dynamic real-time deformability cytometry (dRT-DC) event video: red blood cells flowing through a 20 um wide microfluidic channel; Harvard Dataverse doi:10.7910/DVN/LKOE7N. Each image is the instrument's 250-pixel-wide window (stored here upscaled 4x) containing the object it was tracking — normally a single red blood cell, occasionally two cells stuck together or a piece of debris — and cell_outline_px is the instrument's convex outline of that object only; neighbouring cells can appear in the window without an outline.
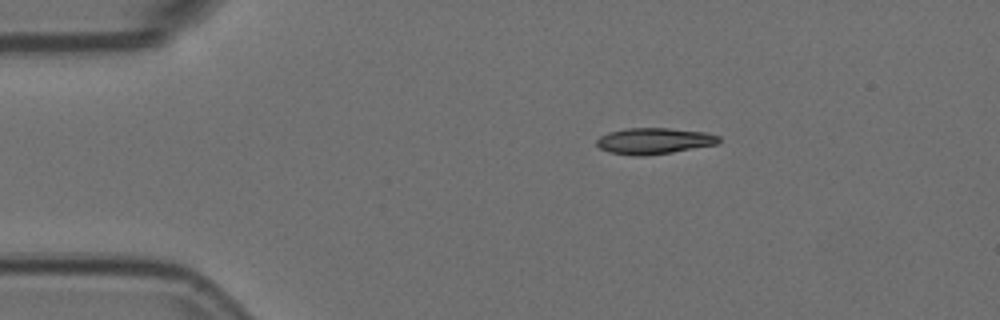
{"species": "Egyptian fruit bat (a non-hibernating species)", "species_latin": "Rousettus aegyptiacus", "temperature_condition": "room temperature", "stored_images_in_passage": 6, "camera_frame_rate_fps": 3000, "um_per_image_px": 0.085, "animal": {"sex": "female"}, "frame": {"image": 1, "passage_image": 1, "time_ms": 0.0, "image_size_px": [1000, 320], "cell_outline_px": [[720, 140], [716, 144], [672, 152], [644, 156], [636, 156], [608, 152], [600, 148], [596, 144], [596, 140], [600, 136], [608, 132], [624, 128], [668, 128], [708, 132], [720, 136]], "centroid_in_image_um": [55.57, 11.97], "position_along_channel_um": 29.4, "area_um2": 18.73}}
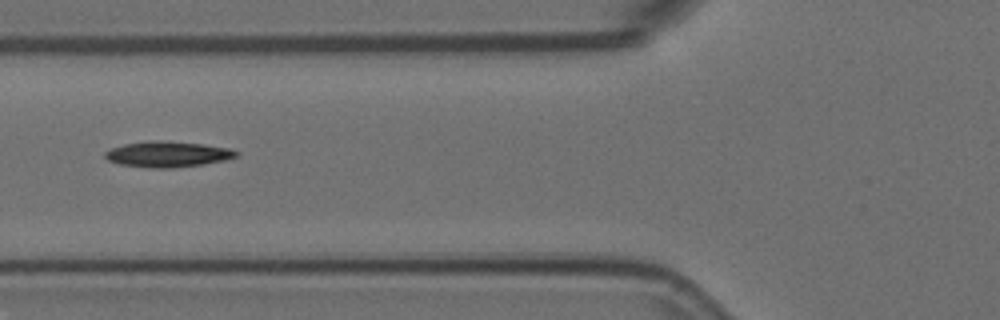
{"frame": {"image": 2, "passage_image": 4, "time_ms": 1.0, "image_size_px": [1000, 320], "cell_outline_px": [[240, 152], [236, 156], [224, 160], [204, 164], [172, 168], [148, 168], [120, 164], [108, 160], [104, 156], [104, 152], [112, 148], [124, 144], [148, 140], [160, 140], [204, 144], [228, 148]], "centroid_in_image_um": [14.23, 13.1], "position_along_channel_um": 111.6, "area_um2": 19.71}}
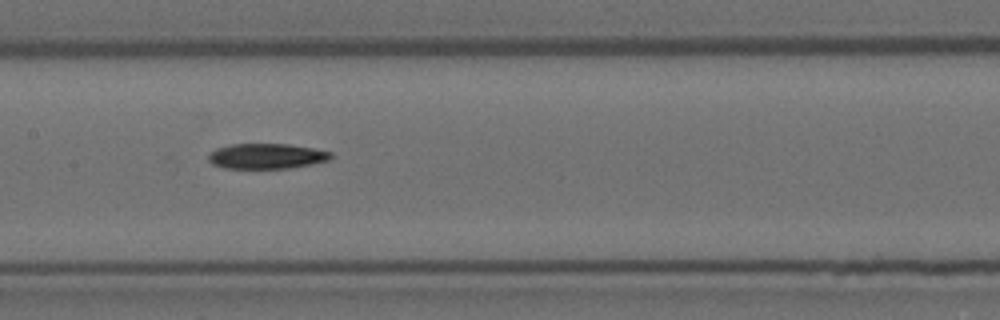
{"frame": {"image": 3, "passage_image": 6, "time_ms": 1.667, "image_size_px": [1000, 320], "cell_outline_px": [[332, 156], [328, 160], [312, 164], [288, 168], [224, 168], [212, 164], [208, 160], [208, 156], [216, 148], [232, 144], [288, 144], [312, 148], [332, 152]], "centroid_in_image_um": [22.65, 13.27], "position_along_channel_um": 184.8, "area_um2": 17.92}}